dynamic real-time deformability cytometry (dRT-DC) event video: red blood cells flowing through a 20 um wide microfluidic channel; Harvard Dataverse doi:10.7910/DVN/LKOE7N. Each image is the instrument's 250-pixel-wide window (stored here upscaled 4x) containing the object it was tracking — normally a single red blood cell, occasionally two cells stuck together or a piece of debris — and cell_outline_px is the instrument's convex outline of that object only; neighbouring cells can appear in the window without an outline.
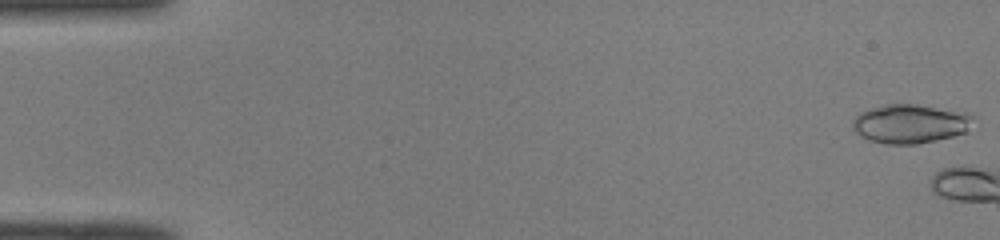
{"species": "common noctule bat (a hibernating species)", "species_latin": "Nyctalus noctula", "temperature_condition": "room temperature", "stored_images_in_passage": 4, "camera_frame_rate_fps": 3000, "um_per_image_px": 0.085, "animal": {"sex": "male", "body_mass_g": 19.0, "forearm_length_mm": 50.8}, "frame": {"image": 1, "passage_image": 1, "time_ms": 0.0, "image_size_px": [1000, 240], "cell_outline_px": [[972, 116], [964, 132], [952, 136], [936, 140], [916, 144], [884, 144], [868, 140], [860, 136], [852, 128], [852, 120], [860, 112], [884, 104], [916, 104], [968, 112]], "centroid_in_image_um": [77.29, 10.51], "position_along_channel_um": 7.7, "area_um2": 27.22}}